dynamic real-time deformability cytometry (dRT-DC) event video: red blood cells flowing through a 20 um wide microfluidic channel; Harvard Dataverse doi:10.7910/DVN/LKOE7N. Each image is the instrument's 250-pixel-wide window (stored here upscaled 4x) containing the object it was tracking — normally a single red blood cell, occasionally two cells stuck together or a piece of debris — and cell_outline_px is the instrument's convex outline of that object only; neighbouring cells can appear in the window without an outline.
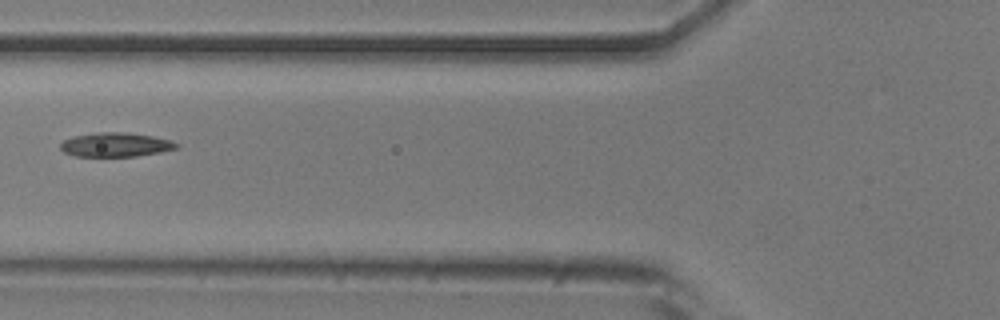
{"species": "common noctule bat (a hibernating species)", "species_latin": "Nyctalus noctula", "temperature_condition": "room temperature", "stored_images_in_passage": 4, "camera_frame_rate_fps": 3000, "um_per_image_px": 0.085, "animal": {"sex": "male", "body_mass_g": 20.5, "forearm_length_mm": 52.5}, "frame": {"image": 1, "passage_image": 4, "time_ms": 1.0, "image_size_px": [1000, 320], "cell_outline_px": [[180, 144], [176, 148], [160, 152], [136, 156], [76, 156], [64, 152], [60, 148], [60, 144], [64, 140], [72, 136], [96, 132], [128, 132], [152, 136], [172, 140]], "centroid_in_image_um": [9.83, 12.29], "position_along_channel_um": 116.0, "area_um2": 16.36}}